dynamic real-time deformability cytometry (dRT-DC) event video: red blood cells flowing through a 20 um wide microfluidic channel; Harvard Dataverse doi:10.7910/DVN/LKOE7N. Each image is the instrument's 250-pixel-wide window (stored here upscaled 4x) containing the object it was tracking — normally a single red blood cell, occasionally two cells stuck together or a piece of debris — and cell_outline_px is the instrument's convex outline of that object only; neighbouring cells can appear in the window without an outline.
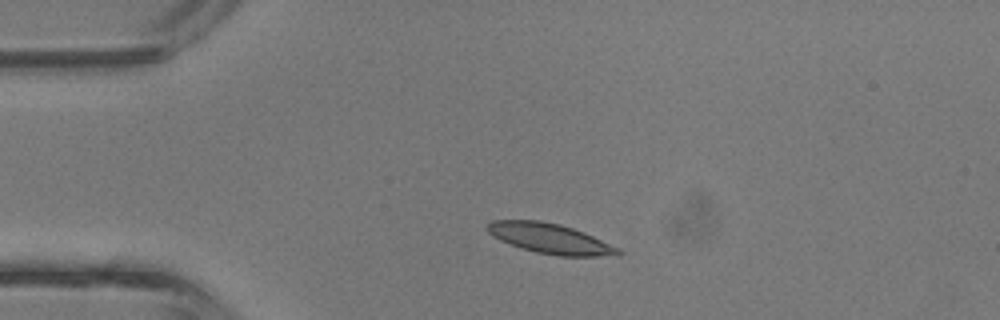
{"species": "common noctule bat (a hibernating species)", "species_latin": "Nyctalus noctula", "temperature_condition": "room temperature", "stored_images_in_passage": 3, "camera_frame_rate_fps": 3000, "um_per_image_px": 0.085, "animal": {"sex": "male", "body_mass_g": 13.3}, "frame": {"image": 1, "passage_image": 2, "time_ms": 0.333, "image_size_px": [1000, 320], "cell_outline_px": [[624, 252], [616, 256], [560, 256], [536, 252], [500, 240], [492, 236], [484, 228], [484, 224], [492, 220], [540, 220], [560, 224], [584, 232], [620, 248]], "centroid_in_image_um": [46.76, 20.27], "position_along_channel_um": 38.2, "area_um2": 23.06}}